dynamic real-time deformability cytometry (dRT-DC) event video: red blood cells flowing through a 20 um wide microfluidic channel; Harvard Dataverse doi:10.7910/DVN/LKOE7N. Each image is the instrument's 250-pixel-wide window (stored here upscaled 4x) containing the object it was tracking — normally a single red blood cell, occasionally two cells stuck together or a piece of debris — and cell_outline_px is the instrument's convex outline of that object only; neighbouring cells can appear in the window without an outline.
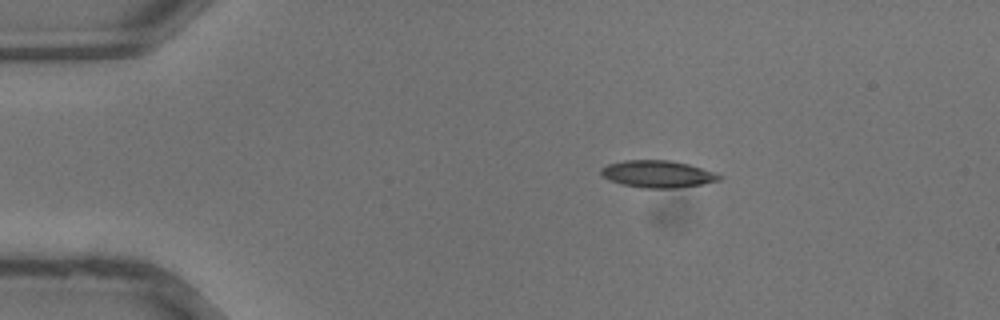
{"species": "common noctule bat (a hibernating species)", "species_latin": "Nyctalus noctula", "temperature_condition": "warm", "stored_images_in_passage": 31, "camera_frame_rate_fps": 3000, "um_per_image_px": 0.085, "animal": {"sex": "male", "body_mass_g": 13.3}, "frame": {"image": 1, "passage_image": 1, "time_ms": 0.0, "image_size_px": [1000, 320], "cell_outline_px": [[724, 176], [720, 180], [704, 184], [676, 188], [640, 188], [620, 184], [608, 180], [600, 172], [600, 168], [608, 164], [624, 160], [668, 160], [688, 164]], "centroid_in_image_um": [55.87, 14.8], "position_along_channel_um": 29.1, "area_um2": 18.73}}
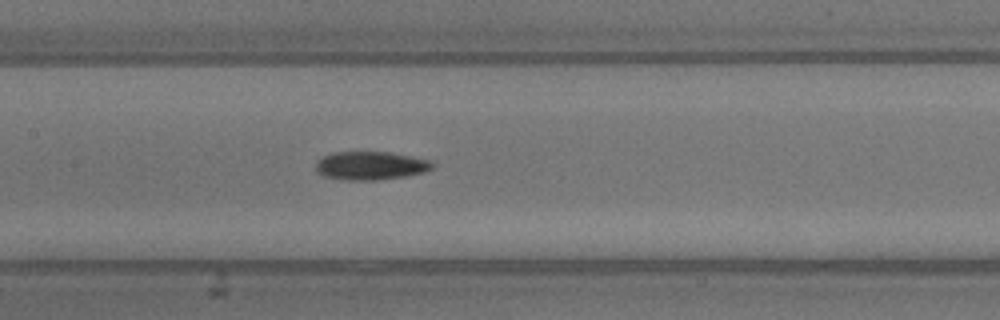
{"frame": {"image": 2, "passage_image": 12, "time_ms": 3.667, "image_size_px": [1000, 320], "cell_outline_px": [[432, 168], [424, 172], [408, 176], [380, 180], [344, 180], [324, 176], [316, 172], [316, 160], [332, 152], [388, 152], [428, 160], [432, 164]], "centroid_in_image_um": [31.44, 14.09], "position_along_channel_um": 176.0, "area_um2": 19.25}}
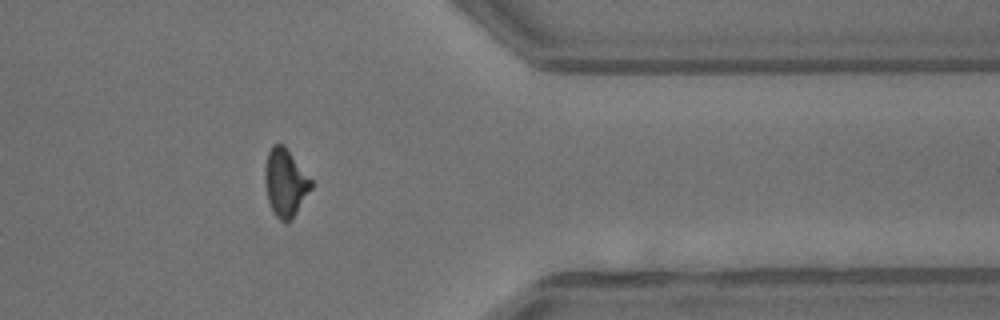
{"frame": {"image": 3, "passage_image": 24, "time_ms": 7.667, "image_size_px": [1000, 320], "cell_outline_px": [[312, 188], [292, 220], [280, 220], [272, 212], [268, 200], [264, 180], [264, 168], [268, 152], [272, 144], [284, 144], [312, 180]], "centroid_in_image_um": [24.24, 15.51], "position_along_channel_um": 387.2, "area_um2": 18.32}}